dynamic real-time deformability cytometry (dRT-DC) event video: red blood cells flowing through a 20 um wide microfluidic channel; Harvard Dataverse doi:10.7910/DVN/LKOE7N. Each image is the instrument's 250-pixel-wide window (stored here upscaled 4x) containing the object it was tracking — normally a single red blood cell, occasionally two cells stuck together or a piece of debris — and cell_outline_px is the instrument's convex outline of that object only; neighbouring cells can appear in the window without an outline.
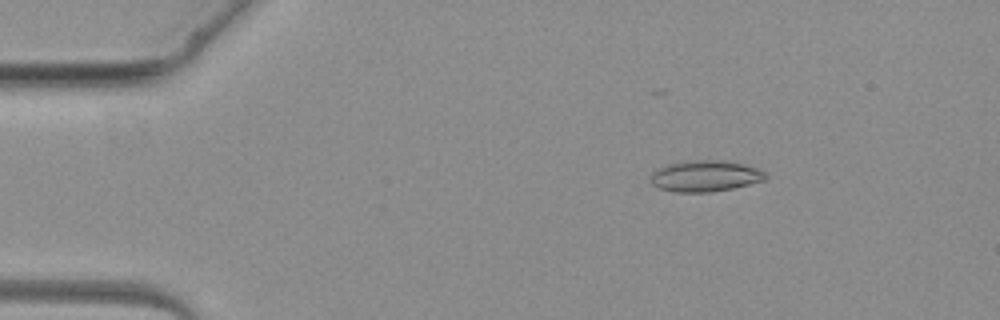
{"species": "common noctule bat (a hibernating species)", "species_latin": "Nyctalus noctula", "temperature_condition": "warm", "stored_images_in_passage": 3, "camera_frame_rate_fps": 3000, "um_per_image_px": 0.085, "animal": {"sex": "female", "body_mass_g": 19.3, "forearm_length_mm": 54.1}, "frame": {"image": 1, "passage_image": 1, "time_ms": 0.0, "image_size_px": [1000, 320], "cell_outline_px": [[768, 176], [764, 180], [732, 188], [712, 192], [676, 192], [660, 188], [652, 184], [648, 176], [652, 172], [668, 164], [692, 160], [728, 160], [744, 164], [756, 168], [764, 172]], "centroid_in_image_um": [59.93, 14.96], "position_along_channel_um": 25.1, "area_um2": 20.87}}